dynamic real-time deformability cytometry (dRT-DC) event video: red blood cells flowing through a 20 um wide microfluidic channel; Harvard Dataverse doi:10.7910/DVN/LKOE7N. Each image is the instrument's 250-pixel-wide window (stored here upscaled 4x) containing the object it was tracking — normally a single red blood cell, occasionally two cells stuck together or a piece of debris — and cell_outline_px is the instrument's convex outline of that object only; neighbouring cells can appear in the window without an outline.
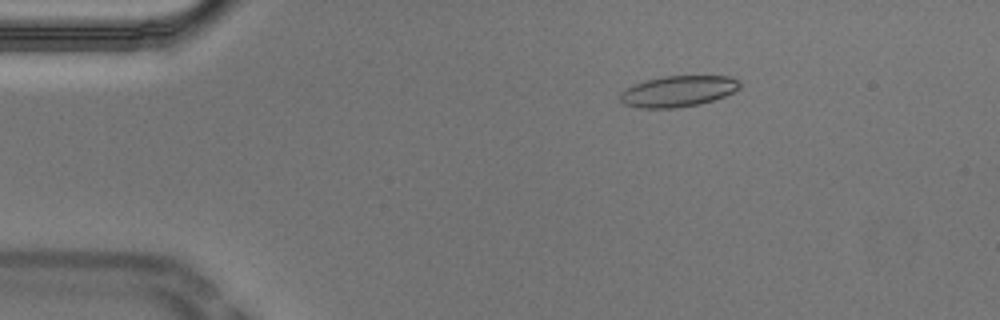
{"species": "Egyptian fruit bat (a non-hibernating species)", "species_latin": "Rousettus aegyptiacus", "temperature_condition": "cold", "stored_images_in_passage": 54, "camera_frame_rate_fps": 3000, "um_per_image_px": 0.085, "animal": {"sex": "male"}, "frame": {"image": 1, "passage_image": 9, "time_ms": 2.667, "image_size_px": [1000, 320], "cell_outline_px": [[740, 88], [724, 96], [700, 104], [676, 108], [640, 108], [624, 104], [620, 100], [620, 92], [644, 80], [664, 76], [728, 76], [740, 80]], "centroid_in_image_um": [57.64, 7.75], "position_along_channel_um": 27.4, "area_um2": 21.56}}
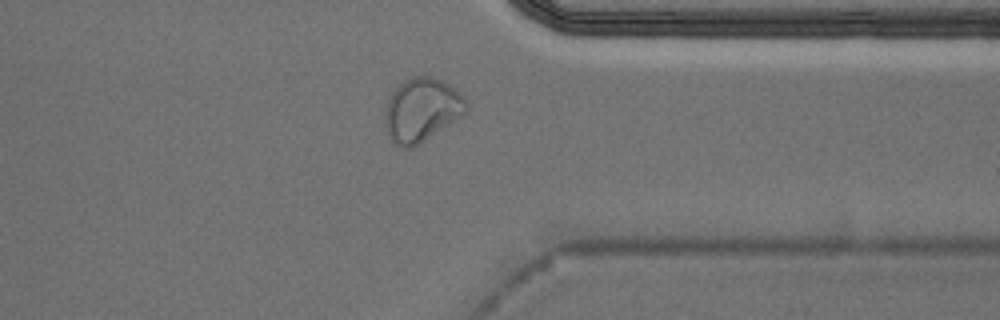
{"frame": {"image": 2, "passage_image": 42, "time_ms": 13.667, "image_size_px": [1000, 320], "cell_outline_px": [[468, 112], [412, 148], [404, 148], [396, 144], [392, 140], [388, 132], [384, 120], [384, 116], [388, 96], [404, 80], [412, 76], [432, 76], [444, 80], [464, 96], [468, 104]], "centroid_in_image_um": [35.86, 9.31], "position_along_channel_um": 375.5, "area_um2": 30.17}}
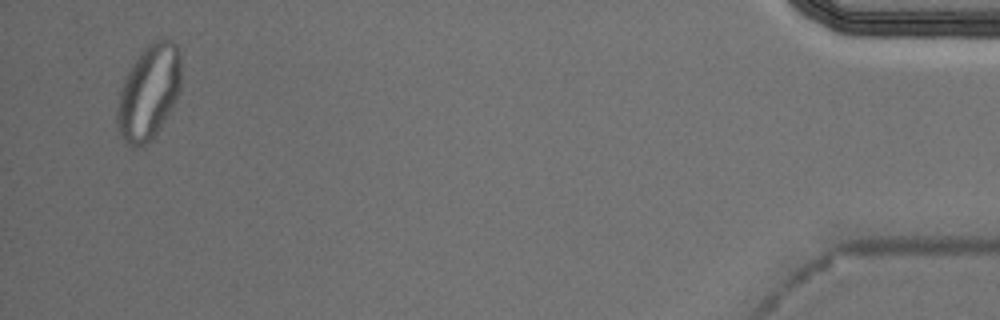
{"frame": {"image": 3, "passage_image": 52, "time_ms": 17.0, "image_size_px": [1000, 320], "cell_outline_px": [[180, 88], [156, 136], [148, 144], [140, 148], [132, 148], [124, 144], [120, 136], [116, 124], [116, 108], [120, 88], [132, 64], [140, 52], [152, 40], [164, 36], [172, 40], [180, 48]], "centroid_in_image_um": [12.61, 7.85], "position_along_channel_um": 422.6, "area_um2": 35.95}, "authors_computed_cell_mechanics": {"area_um2": 21.5883, "velocity_mm_per_s": 3.7194, "shape_relaxation_time_tau1_ms": null, "shape_relaxation_time_tau2_ms": 2.3789, "deformation_change_tau1": null, "deformation_change_tau2": 0.049}}